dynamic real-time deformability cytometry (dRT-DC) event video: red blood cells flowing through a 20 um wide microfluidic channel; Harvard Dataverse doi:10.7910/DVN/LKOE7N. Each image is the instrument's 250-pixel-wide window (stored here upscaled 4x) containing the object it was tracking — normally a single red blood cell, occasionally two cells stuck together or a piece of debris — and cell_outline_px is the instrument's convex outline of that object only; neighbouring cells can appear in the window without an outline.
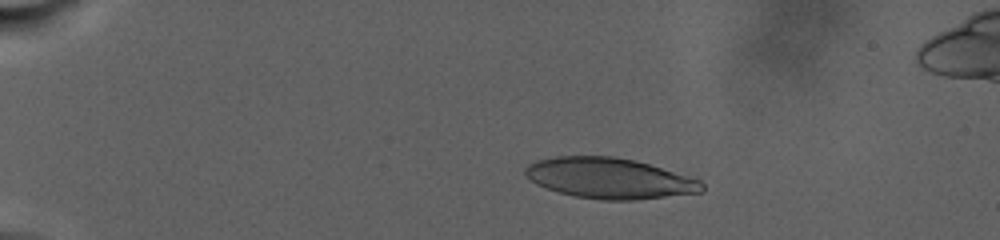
{"species": "human", "species_latin": "Homo sapiens", "temperature_condition": "warm", "stored_images_in_passage": 45, "camera_frame_rate_fps": 3000, "um_per_image_px": 0.085, "donor": {"sex": "male"}, "frame": {"image": 1, "passage_image": 10, "time_ms": 6.0, "image_size_px": [1000, 240], "cell_outline_px": [[704, 188], [700, 192], [636, 200], [600, 200], [576, 196], [560, 192], [536, 184], [524, 172], [524, 168], [528, 164], [536, 160], [556, 156], [612, 156], [636, 160], [688, 176], [700, 180], [704, 184]], "centroid_in_image_um": [51.8, 15.14], "position_along_channel_um": 33.2, "area_um2": 41.62}}
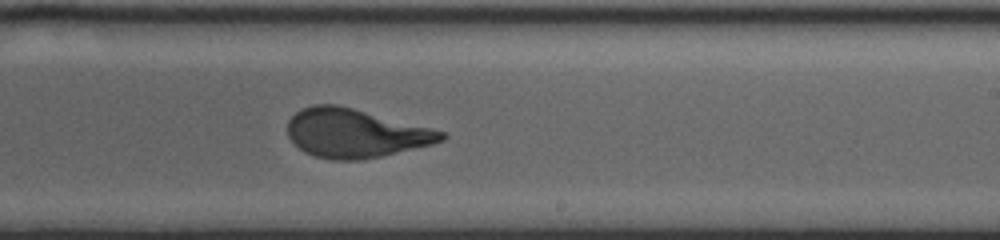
{"frame": {"image": 2, "passage_image": 29, "time_ms": 18.667, "image_size_px": [1000, 240], "cell_outline_px": [[448, 136], [444, 140], [432, 144], [380, 156], [360, 160], [332, 160], [316, 156], [304, 152], [288, 136], [288, 120], [300, 108], [316, 104], [336, 104], [352, 108], [444, 132]], "centroid_in_image_um": [30.15, 11.32], "position_along_channel_um": 258.8, "area_um2": 43.06}}
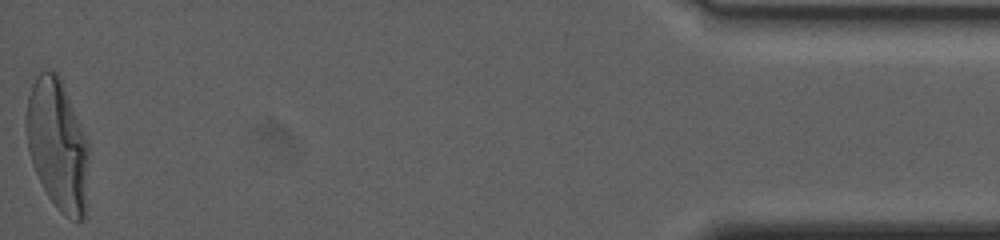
{"frame": {"image": 3, "passage_image": 45, "time_ms": 28.667, "image_size_px": [1000, 240], "cell_outline_px": [[88, 208], [84, 220], [76, 220], [64, 216], [60, 212], [48, 196], [32, 164], [28, 148], [24, 128], [24, 120], [28, 96], [32, 84], [36, 76], [44, 68], [56, 72], [60, 76], [88, 140]], "centroid_in_image_um": [4.9, 12.31], "position_along_channel_um": 430.3, "area_um2": 48.73}, "authors_computed_cell_mechanics": {"area_um2": 43.639, "velocity_mm_per_s": 2.4928, "shape_relaxation_time_tau1_ms": 7.2264, "shape_relaxation_time_tau2_ms": null, "deformation_change_tau1": 0.2588, "deformation_change_tau2": null}}